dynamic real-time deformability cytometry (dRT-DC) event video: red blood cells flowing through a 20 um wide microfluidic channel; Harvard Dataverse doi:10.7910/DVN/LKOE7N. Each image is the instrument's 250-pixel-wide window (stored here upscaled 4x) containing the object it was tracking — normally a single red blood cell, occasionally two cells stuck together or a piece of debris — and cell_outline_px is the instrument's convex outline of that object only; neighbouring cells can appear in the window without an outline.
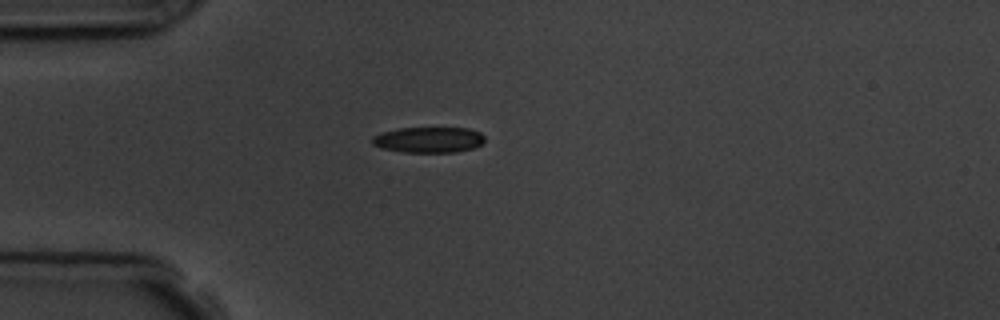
{"species": "common noctule bat (a hibernating species)", "species_latin": "Nyctalus noctula", "temperature_condition": "room temperature", "stored_images_in_passage": 3, "camera_frame_rate_fps": 3000, "um_per_image_px": 0.085, "animal": {"sex": "male", "body_mass_g": 19.5, "forearm_length_mm": 54.6}, "frame": {"image": 1, "passage_image": 1, "time_ms": 0.0, "image_size_px": [1000, 320], "cell_outline_px": [[484, 140], [480, 144], [472, 148], [456, 152], [404, 152], [380, 148], [372, 144], [372, 136], [380, 132], [400, 128], [468, 128], [480, 132], [484, 136]], "centroid_in_image_um": [36.4, 11.88], "position_along_channel_um": 48.6, "area_um2": 16.88}}